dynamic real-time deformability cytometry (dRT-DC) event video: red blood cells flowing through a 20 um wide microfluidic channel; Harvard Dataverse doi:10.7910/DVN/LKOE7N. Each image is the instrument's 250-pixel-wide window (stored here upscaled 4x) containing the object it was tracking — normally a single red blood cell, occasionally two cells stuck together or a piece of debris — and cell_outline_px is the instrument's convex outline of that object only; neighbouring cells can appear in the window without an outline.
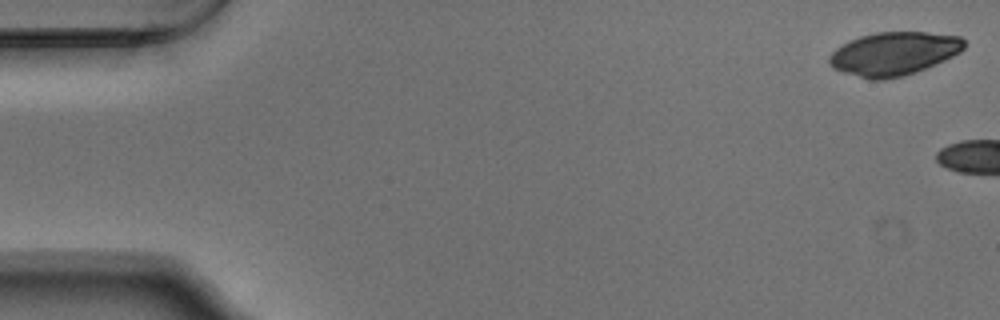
{"species": "Egyptian fruit bat (a non-hibernating species)", "species_latin": "Rousettus aegyptiacus", "temperature_condition": "warm", "stored_images_in_passage": 4, "camera_frame_rate_fps": 3000, "um_per_image_px": 0.085, "animal": {"sex": "male"}, "frame": {"image": 1, "passage_image": 1, "time_ms": 0.0, "image_size_px": [1000, 320], "cell_outline_px": [[964, 48], [960, 52], [944, 60], [904, 76], [884, 80], [872, 80], [844, 72], [832, 68], [828, 64], [828, 56], [836, 48], [848, 40], [860, 36], [876, 32], [928, 32], [960, 36], [964, 40]], "centroid_in_image_um": [75.93, 4.55], "position_along_channel_um": 9.1, "area_um2": 34.1}}